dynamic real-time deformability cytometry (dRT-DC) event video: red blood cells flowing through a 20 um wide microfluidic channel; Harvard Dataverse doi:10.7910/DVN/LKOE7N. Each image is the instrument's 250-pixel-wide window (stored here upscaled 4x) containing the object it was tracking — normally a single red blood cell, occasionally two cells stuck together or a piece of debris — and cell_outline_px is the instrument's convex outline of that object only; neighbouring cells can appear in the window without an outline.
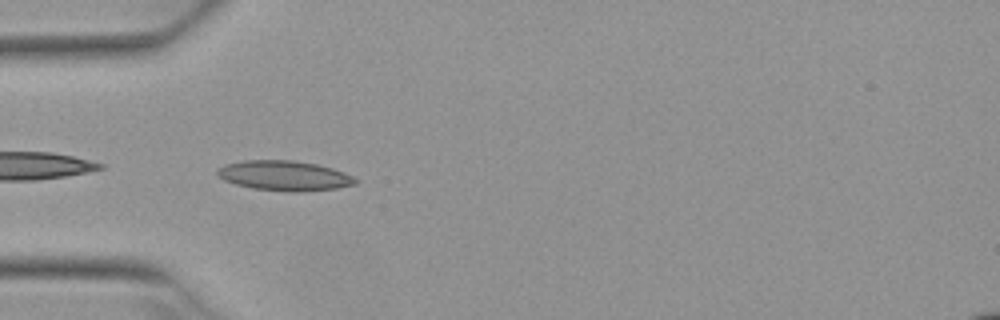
{"species": "Egyptian fruit bat (a non-hibernating species)", "species_latin": "Rousettus aegyptiacus", "temperature_condition": "warm", "stored_images_in_passage": 4, "camera_frame_rate_fps": 3000, "um_per_image_px": 0.085, "animal": {"sex": "female"}, "frame": {"image": 1, "passage_image": 3, "time_ms": 0.667, "image_size_px": [1000, 320], "cell_outline_px": [[360, 180], [356, 184], [336, 188], [304, 192], [288, 192], [252, 188], [236, 184], [224, 180], [216, 172], [216, 168], [224, 164], [244, 160], [292, 160], [316, 164], [332, 168], [344, 172]], "centroid_in_image_um": [24.18, 14.93], "position_along_channel_um": 60.8, "area_um2": 24.28}}
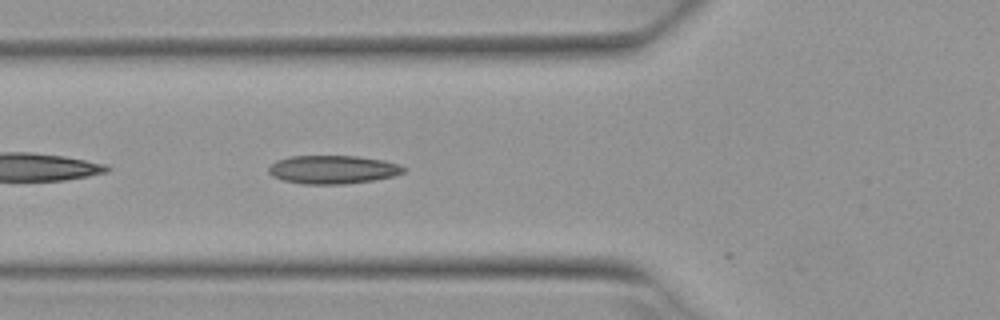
{"frame": {"image": 2, "passage_image": 4, "time_ms": 1.0, "image_size_px": [1000, 320], "cell_outline_px": [[408, 168], [404, 172], [392, 176], [372, 180], [344, 184], [304, 184], [284, 180], [272, 176], [268, 172], [268, 168], [276, 160], [292, 156], [356, 156], [384, 160], [400, 164]], "centroid_in_image_um": [28.31, 14.41], "position_along_channel_um": 97.5, "area_um2": 22.31}}